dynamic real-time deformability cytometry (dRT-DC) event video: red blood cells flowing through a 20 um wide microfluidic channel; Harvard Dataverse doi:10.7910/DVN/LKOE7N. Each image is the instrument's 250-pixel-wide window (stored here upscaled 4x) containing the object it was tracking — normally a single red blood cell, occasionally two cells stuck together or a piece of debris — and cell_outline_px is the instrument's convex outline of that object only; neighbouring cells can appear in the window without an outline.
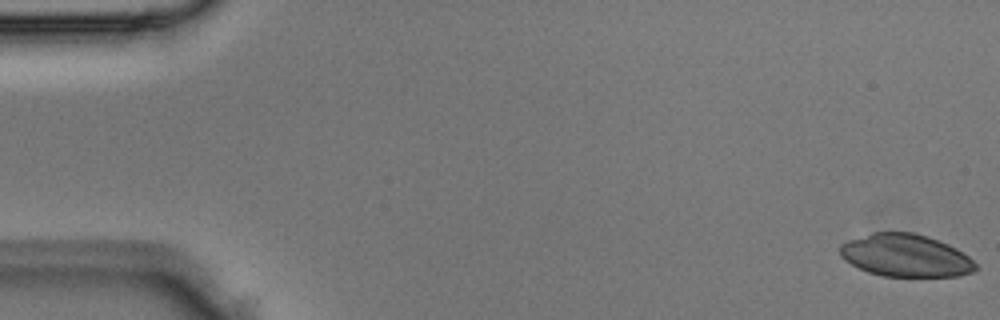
{"species": "Egyptian fruit bat (a non-hibernating species)", "species_latin": "Rousettus aegyptiacus", "temperature_condition": "room temperature", "stored_images_in_passage": 2, "segment_of_instrument_passage": [2, 2], "camera_frame_rate_fps": 3000, "um_per_image_px": 0.085, "animal": {"sex": "male"}, "frame": {"image": 1, "passage_image": 2, "time_ms": 0.333, "image_size_px": [1000, 320], "cell_outline_px": [[976, 268], [972, 272], [960, 276], [880, 276], [868, 272], [844, 260], [840, 256], [840, 244], [848, 240], [872, 232], [912, 232], [928, 236], [948, 244], [956, 248], [968, 256], [976, 264]], "centroid_in_image_um": [76.96, 21.71], "position_along_channel_um": 8.0, "area_um2": 33.64}}